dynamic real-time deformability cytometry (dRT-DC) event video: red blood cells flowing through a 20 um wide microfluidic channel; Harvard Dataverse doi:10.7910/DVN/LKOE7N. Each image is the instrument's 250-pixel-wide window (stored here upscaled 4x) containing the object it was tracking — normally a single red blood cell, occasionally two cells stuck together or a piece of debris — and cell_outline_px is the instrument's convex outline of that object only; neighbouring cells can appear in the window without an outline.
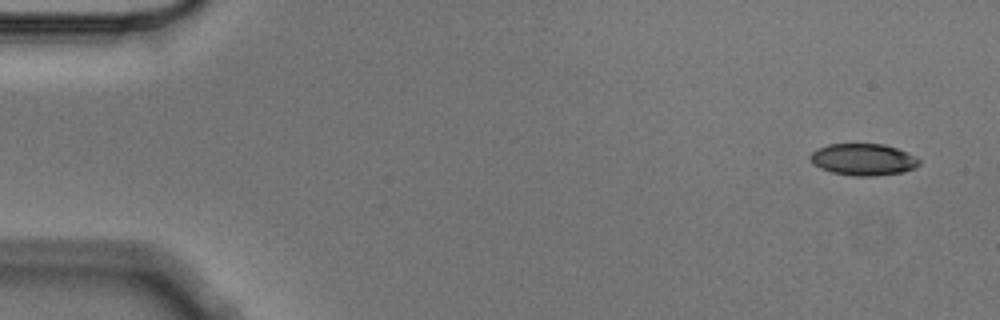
{"species": "Egyptian fruit bat (a non-hibernating species)", "species_latin": "Rousettus aegyptiacus", "temperature_condition": "cold", "stored_images_in_passage": 4, "camera_frame_rate_fps": 3000, "um_per_image_px": 0.085, "animal": {"sex": "male"}, "frame": {"image": 1, "passage_image": 1, "time_ms": 0.0, "image_size_px": [1000, 320], "cell_outline_px": [[920, 164], [916, 168], [904, 172], [872, 176], [856, 176], [832, 172], [820, 168], [812, 164], [808, 156], [812, 152], [828, 144], [884, 144], [896, 148], [916, 156], [920, 160]], "centroid_in_image_um": [73.39, 13.56], "position_along_channel_um": 11.6, "area_um2": 20.23}}
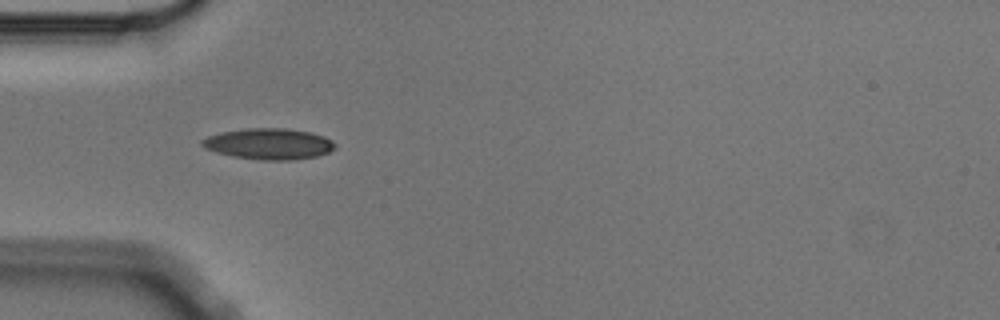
{"frame": {"image": 2, "passage_image": 4, "time_ms": 1.0, "image_size_px": [1000, 320], "cell_outline_px": [[336, 148], [328, 152], [316, 156], [292, 160], [260, 160], [232, 156], [216, 152], [204, 148], [200, 144], [200, 140], [208, 136], [220, 132], [244, 128], [284, 128], [312, 132], [324, 136], [332, 140], [336, 144]], "centroid_in_image_um": [22.84, 12.22], "position_along_channel_um": 62.2, "area_um2": 24.28}}